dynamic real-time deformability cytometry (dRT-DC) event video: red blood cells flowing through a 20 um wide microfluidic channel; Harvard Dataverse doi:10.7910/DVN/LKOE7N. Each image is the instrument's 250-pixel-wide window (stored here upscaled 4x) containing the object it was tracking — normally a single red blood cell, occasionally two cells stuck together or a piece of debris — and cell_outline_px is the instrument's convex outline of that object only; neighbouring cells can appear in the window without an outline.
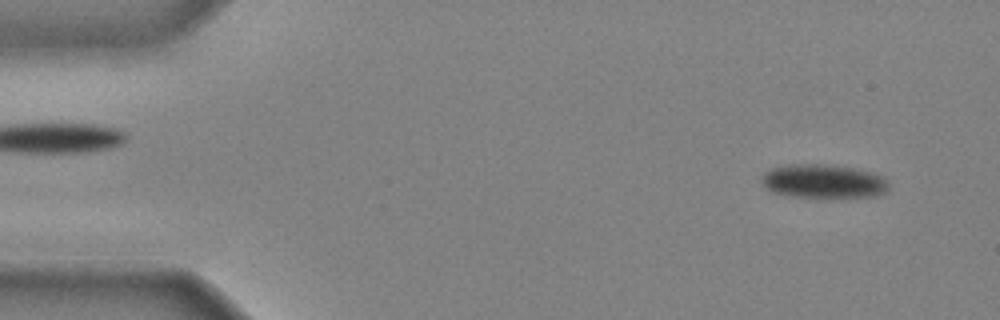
{"species": "common noctule bat (a hibernating species)", "species_latin": "Nyctalus noctula", "temperature_condition": "cold", "stored_images_in_passage": 16, "camera_frame_rate_fps": 3000, "um_per_image_px": 0.085, "animal": {"sex": "male", "body_mass_g": 20.4}, "frame": {"image": 1, "passage_image": 3, "time_ms": 0.667, "image_size_px": [1000, 320], "cell_outline_px": [[888, 192], [876, 196], [828, 200], [788, 196], [772, 192], [760, 180], [764, 172], [772, 168], [788, 164], [824, 164], [852, 168], [872, 172], [884, 176], [888, 184]], "centroid_in_image_um": [70.02, 15.46], "position_along_channel_um": 15.0, "area_um2": 26.07}}
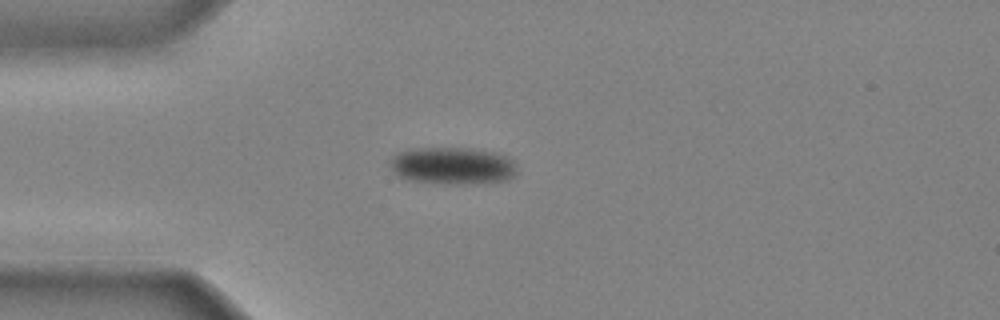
{"frame": {"image": 2, "passage_image": 11, "time_ms": 3.333, "image_size_px": [1000, 320], "cell_outline_px": [[516, 172], [508, 180], [460, 184], [412, 180], [400, 176], [392, 168], [392, 156], [400, 152], [412, 148], [472, 148], [500, 152], [508, 156], [516, 164]], "centroid_in_image_um": [38.55, 14.06], "position_along_channel_um": 46.5, "area_um2": 27.22}}